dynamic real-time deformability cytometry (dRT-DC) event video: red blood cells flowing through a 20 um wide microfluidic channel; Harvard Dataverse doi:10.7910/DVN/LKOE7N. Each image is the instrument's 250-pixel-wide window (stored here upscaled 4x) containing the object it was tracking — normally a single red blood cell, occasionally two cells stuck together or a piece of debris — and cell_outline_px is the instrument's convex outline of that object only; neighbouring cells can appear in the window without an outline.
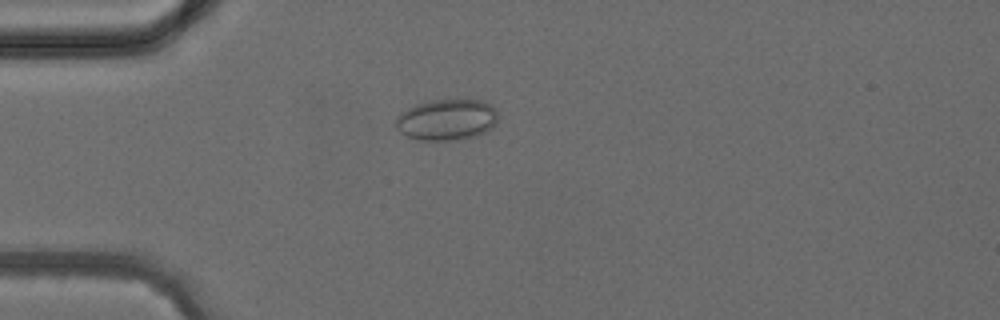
{"species": "common noctule bat (a hibernating species)", "species_latin": "Nyctalus noctula", "temperature_condition": "cold", "stored_images_in_passage": 1, "camera_frame_rate_fps": 3000, "um_per_image_px": 0.085, "animal": {"sex": "female", "body_mass_g": 24.6, "forearm_length_mm": 56.2}, "frame": {"image": 1, "passage_image": 1, "time_ms": 0.0, "image_size_px": [1000, 320], "cell_outline_px": [[496, 124], [492, 128], [476, 136], [448, 140], [420, 140], [408, 136], [400, 132], [396, 128], [396, 116], [400, 112], [416, 104], [432, 100], [484, 100], [492, 104], [496, 108]], "centroid_in_image_um": [37.97, 10.16], "position_along_channel_um": 47.0, "area_um2": 24.51}}